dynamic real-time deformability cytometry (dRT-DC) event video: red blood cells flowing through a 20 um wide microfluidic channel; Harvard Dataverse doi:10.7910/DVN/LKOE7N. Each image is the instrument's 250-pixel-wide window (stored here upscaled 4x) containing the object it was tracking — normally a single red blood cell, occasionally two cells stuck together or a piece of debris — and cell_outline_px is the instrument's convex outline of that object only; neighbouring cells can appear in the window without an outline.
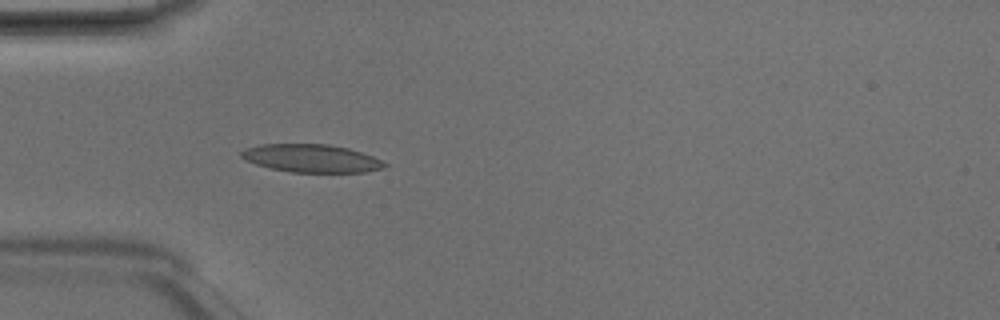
{"species": "Egyptian fruit bat (a non-hibernating species)", "species_latin": "Rousettus aegyptiacus", "temperature_condition": "room temperature", "stored_images_in_passage": 2, "camera_frame_rate_fps": 3000, "um_per_image_px": 0.085, "animal": {"sex": "male"}, "frame": {"image": 1, "passage_image": 2, "time_ms": 0.333, "image_size_px": [1000, 320], "cell_outline_px": [[388, 164], [384, 168], [364, 172], [292, 172], [272, 168], [256, 164], [244, 160], [240, 156], [240, 152], [244, 148], [260, 144], [328, 144], [348, 148], [372, 156]], "centroid_in_image_um": [26.43, 13.45], "position_along_channel_um": 58.6, "area_um2": 23.29}}